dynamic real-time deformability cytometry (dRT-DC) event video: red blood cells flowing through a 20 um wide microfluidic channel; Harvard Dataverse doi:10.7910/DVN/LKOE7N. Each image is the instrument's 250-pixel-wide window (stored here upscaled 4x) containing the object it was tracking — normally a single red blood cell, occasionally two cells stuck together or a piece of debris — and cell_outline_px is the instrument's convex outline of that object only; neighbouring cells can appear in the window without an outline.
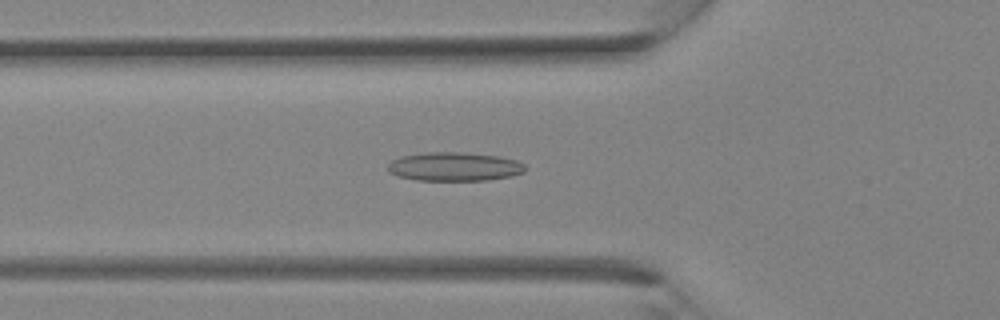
{"species": "Egyptian fruit bat (a non-hibernating species)", "species_latin": "Rousettus aegyptiacus", "temperature_condition": "room temperature", "stored_images_in_passage": 27, "camera_frame_rate_fps": 3000, "um_per_image_px": 0.085, "animal": {"sex": "female"}, "frame": {"image": 1, "passage_image": 5, "time_ms": 1.333, "image_size_px": [1000, 320], "cell_outline_px": [[524, 172], [512, 176], [488, 180], [416, 180], [400, 176], [388, 172], [388, 164], [392, 160], [400, 156], [428, 152], [456, 152], [500, 156], [516, 160], [524, 164]], "centroid_in_image_um": [38.62, 14.16], "position_along_channel_um": 87.2, "area_um2": 22.95}}
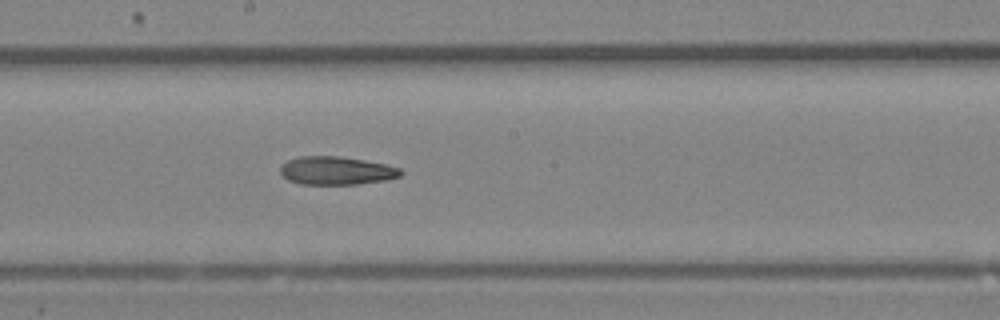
{"frame": {"image": 2, "passage_image": 12, "time_ms": 3.667, "image_size_px": [1000, 320], "cell_outline_px": [[404, 172], [400, 176], [388, 180], [356, 184], [300, 184], [288, 180], [280, 172], [280, 164], [288, 160], [300, 156], [340, 156], [364, 160], [384, 164], [400, 168]], "centroid_in_image_um": [28.59, 14.5], "position_along_channel_um": 219.6, "area_um2": 19.88}}
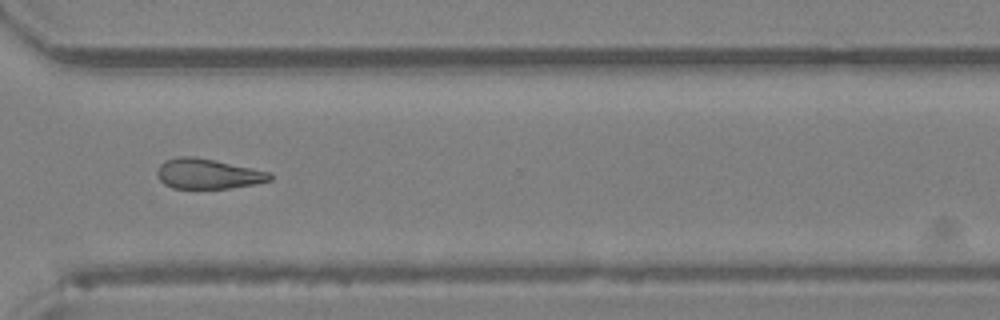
{"frame": {"image": 3, "passage_image": 19, "time_ms": 6.0, "image_size_px": [1000, 320], "cell_outline_px": [[272, 180], [256, 184], [228, 188], [172, 188], [164, 184], [156, 176], [156, 172], [160, 164], [164, 160], [180, 156], [192, 156], [272, 172]], "centroid_in_image_um": [17.66, 14.78], "position_along_channel_um": 352.9, "area_um2": 19.77}}